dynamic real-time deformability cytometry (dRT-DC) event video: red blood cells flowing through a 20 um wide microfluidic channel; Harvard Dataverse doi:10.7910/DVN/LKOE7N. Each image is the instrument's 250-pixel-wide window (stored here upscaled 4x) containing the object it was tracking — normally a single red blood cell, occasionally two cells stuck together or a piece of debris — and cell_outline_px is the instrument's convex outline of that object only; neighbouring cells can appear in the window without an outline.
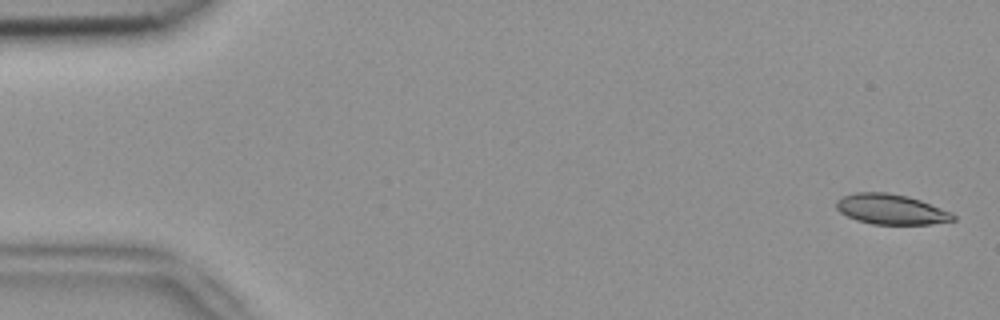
{"species": "common noctule bat (a hibernating species)", "species_latin": "Nyctalus noctula", "temperature_condition": "room temperature", "stored_images_in_passage": 4, "camera_frame_rate_fps": 3000, "um_per_image_px": 0.085, "animal": {"sex": "female", "body_mass_g": 18.4}, "frame": {"image": 1, "passage_image": 1, "time_ms": 0.0, "image_size_px": [1000, 320], "cell_outline_px": [[956, 220], [932, 224], [872, 224], [856, 220], [840, 212], [836, 208], [836, 200], [844, 196], [856, 192], [888, 192], [908, 196], [920, 200], [952, 212], [956, 216]], "centroid_in_image_um": [75.76, 17.79], "position_along_channel_um": 9.2, "area_um2": 20.63}}
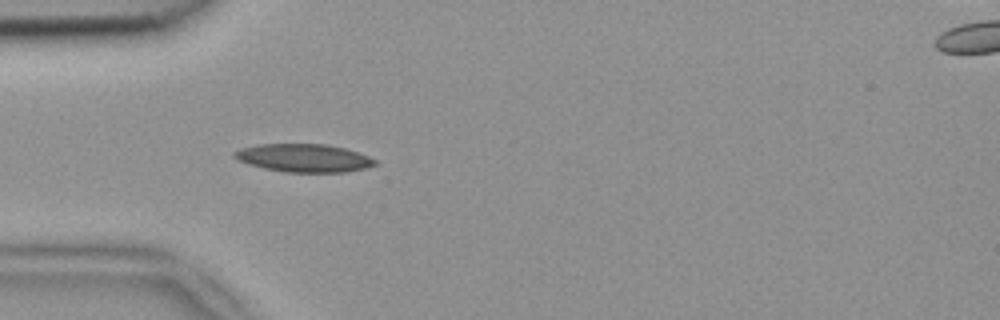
{"frame": {"image": 2, "passage_image": 4, "time_ms": 1.0, "image_size_px": [1000, 320], "cell_outline_px": [[376, 164], [364, 168], [344, 172], [284, 172], [264, 168], [248, 164], [232, 156], [232, 152], [240, 148], [260, 144], [328, 144], [344, 148], [368, 156], [376, 160]], "centroid_in_image_um": [25.79, 13.42], "position_along_channel_um": 59.2, "area_um2": 22.89}}